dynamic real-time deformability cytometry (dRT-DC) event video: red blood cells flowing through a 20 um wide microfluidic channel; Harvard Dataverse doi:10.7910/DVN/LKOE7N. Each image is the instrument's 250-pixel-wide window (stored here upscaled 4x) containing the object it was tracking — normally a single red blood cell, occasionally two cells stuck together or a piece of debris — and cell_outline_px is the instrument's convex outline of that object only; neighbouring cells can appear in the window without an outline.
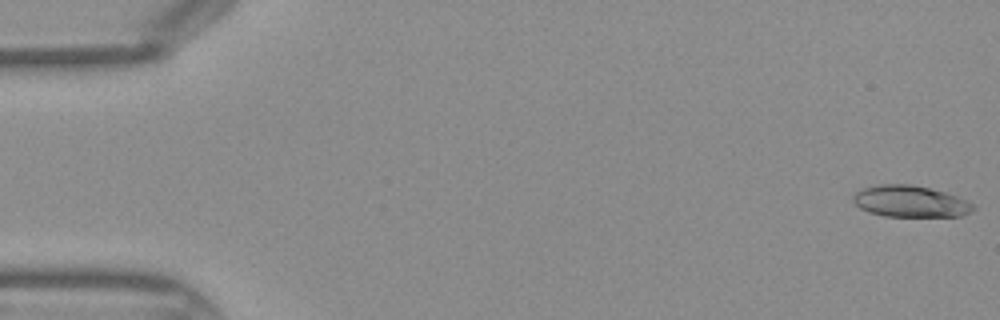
{"species": "Egyptian fruit bat (a non-hibernating species)", "species_latin": "Rousettus aegyptiacus", "temperature_condition": "warm", "stored_images_in_passage": 13, "camera_frame_rate_fps": 3000, "um_per_image_px": 0.085, "frame": {"image": 1, "passage_image": 1, "time_ms": 0.0, "image_size_px": [1000, 320], "cell_outline_px": [[976, 208], [960, 216], [884, 216], [868, 212], [860, 208], [852, 200], [852, 196], [856, 192], [864, 188], [876, 184], [912, 184], [944, 192], [956, 196], [972, 204]], "centroid_in_image_um": [77.32, 17.11], "position_along_channel_um": 7.7, "area_um2": 21.85}}
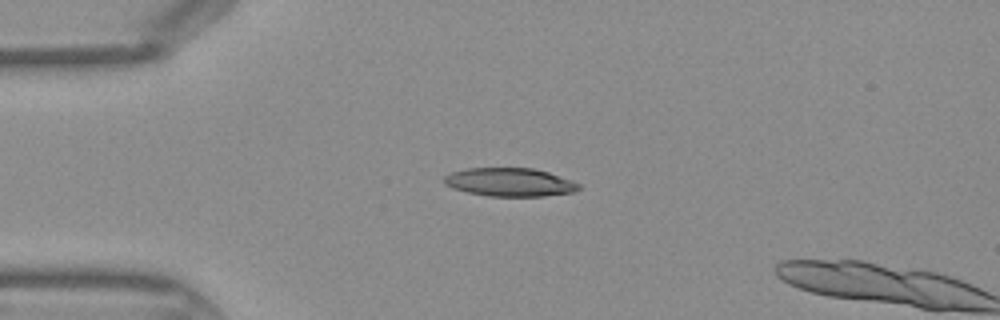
{"frame": {"image": 2, "passage_image": 11, "time_ms": 3.333, "image_size_px": [1000, 320], "cell_outline_px": [[580, 188], [572, 192], [544, 196], [488, 196], [468, 192], [452, 188], [444, 184], [444, 176], [452, 172], [468, 168], [532, 168], [548, 172], [580, 184]], "centroid_in_image_um": [43.3, 15.48], "position_along_channel_um": 41.7, "area_um2": 22.08}}